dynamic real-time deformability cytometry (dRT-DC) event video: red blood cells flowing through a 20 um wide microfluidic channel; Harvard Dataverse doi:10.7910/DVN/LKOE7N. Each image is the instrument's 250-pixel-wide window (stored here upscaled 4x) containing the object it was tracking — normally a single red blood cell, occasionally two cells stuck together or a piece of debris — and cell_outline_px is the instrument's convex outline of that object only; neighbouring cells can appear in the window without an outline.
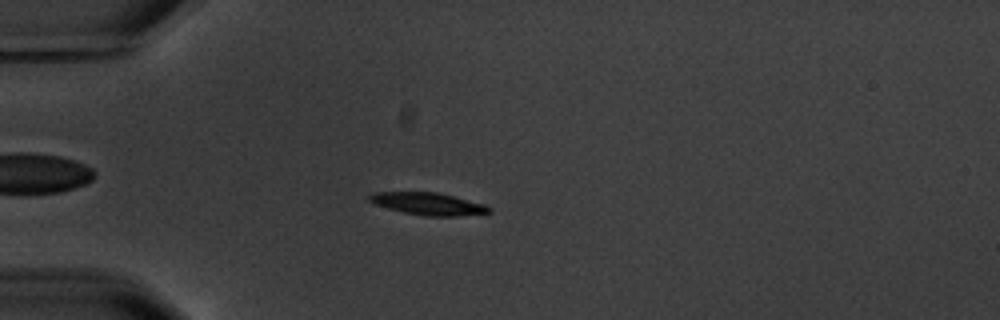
{"species": "common noctule bat (a hibernating species)", "species_latin": "Nyctalus noctula", "temperature_condition": "warm", "stored_images_in_passage": 6, "camera_frame_rate_fps": 3000, "um_per_image_px": 0.085, "animal": {"sex": "male", "body_mass_g": 20.1, "forearm_length_mm": 53.5}, "frame": {"image": 1, "passage_image": 3, "time_ms": 5.333, "image_size_px": [1000, 320], "cell_outline_px": [[492, 212], [456, 216], [424, 216], [404, 212], [388, 208], [376, 204], [368, 200], [368, 196], [372, 192], [436, 192], [484, 204], [492, 208]], "centroid_in_image_um": [36.39, 17.32], "position_along_channel_um": 48.6, "area_um2": 15.37}}
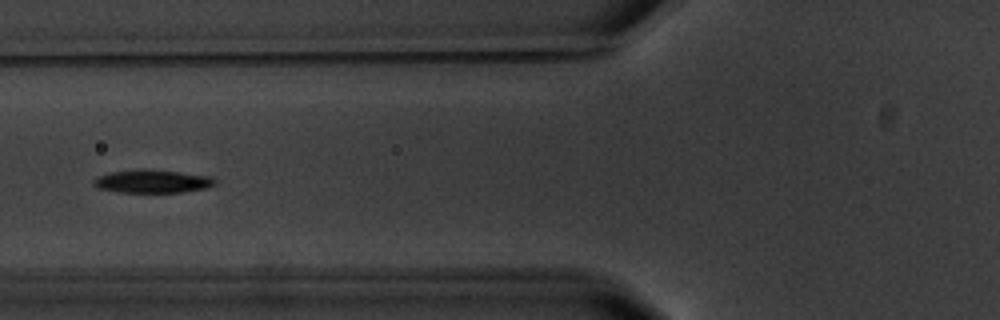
{"frame": {"image": 2, "passage_image": 5, "time_ms": 7.667, "image_size_px": [1000, 320], "cell_outline_px": [[216, 184], [208, 188], [180, 192], [120, 192], [100, 188], [92, 184], [92, 180], [96, 176], [108, 172], [140, 168], [144, 168], [180, 172], [212, 176], [216, 180]], "centroid_in_image_um": [12.94, 15.39], "position_along_channel_um": 112.9, "area_um2": 16.65}}